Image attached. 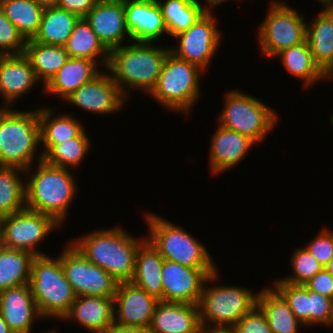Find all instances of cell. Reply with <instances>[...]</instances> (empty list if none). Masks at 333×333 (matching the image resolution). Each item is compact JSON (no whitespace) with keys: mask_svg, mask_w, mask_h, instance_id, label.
<instances>
[{"mask_svg":"<svg viewBox=\"0 0 333 333\" xmlns=\"http://www.w3.org/2000/svg\"><path fill=\"white\" fill-rule=\"evenodd\" d=\"M213 8H209L188 30L176 35L178 42L170 47L176 57L207 71L222 41ZM221 40V41H220Z\"/></svg>","mask_w":333,"mask_h":333,"instance_id":"4fadbf2b","label":"cell"},{"mask_svg":"<svg viewBox=\"0 0 333 333\" xmlns=\"http://www.w3.org/2000/svg\"><path fill=\"white\" fill-rule=\"evenodd\" d=\"M102 70L99 65L87 58L69 57L56 75L43 88L44 93L65 100L83 84L91 81Z\"/></svg>","mask_w":333,"mask_h":333,"instance_id":"d4e9b609","label":"cell"},{"mask_svg":"<svg viewBox=\"0 0 333 333\" xmlns=\"http://www.w3.org/2000/svg\"><path fill=\"white\" fill-rule=\"evenodd\" d=\"M61 320L76 321L90 333H102L114 322L113 297L76 296Z\"/></svg>","mask_w":333,"mask_h":333,"instance_id":"603a6c76","label":"cell"},{"mask_svg":"<svg viewBox=\"0 0 333 333\" xmlns=\"http://www.w3.org/2000/svg\"><path fill=\"white\" fill-rule=\"evenodd\" d=\"M324 268L333 276V257L329 260Z\"/></svg>","mask_w":333,"mask_h":333,"instance_id":"f5cc1de1","label":"cell"},{"mask_svg":"<svg viewBox=\"0 0 333 333\" xmlns=\"http://www.w3.org/2000/svg\"><path fill=\"white\" fill-rule=\"evenodd\" d=\"M27 40L0 8V51L5 55L23 54Z\"/></svg>","mask_w":333,"mask_h":333,"instance_id":"ab89813d","label":"cell"},{"mask_svg":"<svg viewBox=\"0 0 333 333\" xmlns=\"http://www.w3.org/2000/svg\"><path fill=\"white\" fill-rule=\"evenodd\" d=\"M310 328L333 326V299L309 290Z\"/></svg>","mask_w":333,"mask_h":333,"instance_id":"60d3db41","label":"cell"},{"mask_svg":"<svg viewBox=\"0 0 333 333\" xmlns=\"http://www.w3.org/2000/svg\"><path fill=\"white\" fill-rule=\"evenodd\" d=\"M60 227L51 216L28 208L0 218L3 247L29 251L34 256L47 255L38 250L39 244Z\"/></svg>","mask_w":333,"mask_h":333,"instance_id":"8fae6325","label":"cell"},{"mask_svg":"<svg viewBox=\"0 0 333 333\" xmlns=\"http://www.w3.org/2000/svg\"><path fill=\"white\" fill-rule=\"evenodd\" d=\"M219 274L217 269L206 278L203 284L197 304L202 329L233 327L256 305L257 292L253 293L250 288L234 286V284L217 285Z\"/></svg>","mask_w":333,"mask_h":333,"instance_id":"5b68a950","label":"cell"},{"mask_svg":"<svg viewBox=\"0 0 333 333\" xmlns=\"http://www.w3.org/2000/svg\"><path fill=\"white\" fill-rule=\"evenodd\" d=\"M146 238L163 259L191 268H217L211 254L198 238L156 213H145Z\"/></svg>","mask_w":333,"mask_h":333,"instance_id":"ba28073f","label":"cell"},{"mask_svg":"<svg viewBox=\"0 0 333 333\" xmlns=\"http://www.w3.org/2000/svg\"><path fill=\"white\" fill-rule=\"evenodd\" d=\"M49 107H38L40 138L43 156L55 145L76 137L83 129L82 122L70 114H55Z\"/></svg>","mask_w":333,"mask_h":333,"instance_id":"83f0119b","label":"cell"},{"mask_svg":"<svg viewBox=\"0 0 333 333\" xmlns=\"http://www.w3.org/2000/svg\"><path fill=\"white\" fill-rule=\"evenodd\" d=\"M169 52L170 46L159 47L157 42L131 41L110 50L106 69L126 98L129 91L135 90L148 95L157 83Z\"/></svg>","mask_w":333,"mask_h":333,"instance_id":"7a4b0ae2","label":"cell"},{"mask_svg":"<svg viewBox=\"0 0 333 333\" xmlns=\"http://www.w3.org/2000/svg\"><path fill=\"white\" fill-rule=\"evenodd\" d=\"M84 18L109 51L124 45L125 38L131 41L126 27L124 0H100Z\"/></svg>","mask_w":333,"mask_h":333,"instance_id":"e0dca14e","label":"cell"},{"mask_svg":"<svg viewBox=\"0 0 333 333\" xmlns=\"http://www.w3.org/2000/svg\"><path fill=\"white\" fill-rule=\"evenodd\" d=\"M163 257L146 238L138 247L135 272L132 283L145 290L149 295L163 301L161 271Z\"/></svg>","mask_w":333,"mask_h":333,"instance_id":"484cf974","label":"cell"},{"mask_svg":"<svg viewBox=\"0 0 333 333\" xmlns=\"http://www.w3.org/2000/svg\"><path fill=\"white\" fill-rule=\"evenodd\" d=\"M218 268H191L164 259L161 280L163 301L197 305L206 278Z\"/></svg>","mask_w":333,"mask_h":333,"instance_id":"9a60e30c","label":"cell"},{"mask_svg":"<svg viewBox=\"0 0 333 333\" xmlns=\"http://www.w3.org/2000/svg\"><path fill=\"white\" fill-rule=\"evenodd\" d=\"M330 120V123L332 124V126H333V113H332V115H331V117L329 118Z\"/></svg>","mask_w":333,"mask_h":333,"instance_id":"6f0895ef","label":"cell"},{"mask_svg":"<svg viewBox=\"0 0 333 333\" xmlns=\"http://www.w3.org/2000/svg\"><path fill=\"white\" fill-rule=\"evenodd\" d=\"M0 333H13L9 329L6 321L2 318L1 314H0Z\"/></svg>","mask_w":333,"mask_h":333,"instance_id":"f907efd6","label":"cell"},{"mask_svg":"<svg viewBox=\"0 0 333 333\" xmlns=\"http://www.w3.org/2000/svg\"><path fill=\"white\" fill-rule=\"evenodd\" d=\"M256 143L247 136L218 124L211 137L209 166L211 173L219 175L237 166Z\"/></svg>","mask_w":333,"mask_h":333,"instance_id":"44dd1931","label":"cell"},{"mask_svg":"<svg viewBox=\"0 0 333 333\" xmlns=\"http://www.w3.org/2000/svg\"><path fill=\"white\" fill-rule=\"evenodd\" d=\"M99 0H59L58 7L85 17Z\"/></svg>","mask_w":333,"mask_h":333,"instance_id":"f6af8a7d","label":"cell"},{"mask_svg":"<svg viewBox=\"0 0 333 333\" xmlns=\"http://www.w3.org/2000/svg\"><path fill=\"white\" fill-rule=\"evenodd\" d=\"M308 290L333 299V276L323 268L312 279L304 284Z\"/></svg>","mask_w":333,"mask_h":333,"instance_id":"ee69618b","label":"cell"},{"mask_svg":"<svg viewBox=\"0 0 333 333\" xmlns=\"http://www.w3.org/2000/svg\"><path fill=\"white\" fill-rule=\"evenodd\" d=\"M127 98L106 69L91 81L80 86L64 102L89 113L113 114L124 108Z\"/></svg>","mask_w":333,"mask_h":333,"instance_id":"5bb4252c","label":"cell"},{"mask_svg":"<svg viewBox=\"0 0 333 333\" xmlns=\"http://www.w3.org/2000/svg\"><path fill=\"white\" fill-rule=\"evenodd\" d=\"M0 8L26 40L37 34L44 8L33 0H0Z\"/></svg>","mask_w":333,"mask_h":333,"instance_id":"d590c367","label":"cell"},{"mask_svg":"<svg viewBox=\"0 0 333 333\" xmlns=\"http://www.w3.org/2000/svg\"><path fill=\"white\" fill-rule=\"evenodd\" d=\"M321 5V8H330L333 7V0H317Z\"/></svg>","mask_w":333,"mask_h":333,"instance_id":"816d5d0a","label":"cell"},{"mask_svg":"<svg viewBox=\"0 0 333 333\" xmlns=\"http://www.w3.org/2000/svg\"><path fill=\"white\" fill-rule=\"evenodd\" d=\"M273 287L288 302L295 317L304 325L310 327L309 290L303 284H291L276 279Z\"/></svg>","mask_w":333,"mask_h":333,"instance_id":"74e56055","label":"cell"},{"mask_svg":"<svg viewBox=\"0 0 333 333\" xmlns=\"http://www.w3.org/2000/svg\"><path fill=\"white\" fill-rule=\"evenodd\" d=\"M28 284L43 319L60 321L76 298L72 285L66 279L59 256H35L31 263Z\"/></svg>","mask_w":333,"mask_h":333,"instance_id":"52a82bcc","label":"cell"},{"mask_svg":"<svg viewBox=\"0 0 333 333\" xmlns=\"http://www.w3.org/2000/svg\"><path fill=\"white\" fill-rule=\"evenodd\" d=\"M69 57L87 58L106 69L110 51L98 39L84 17L75 23L71 36L64 45Z\"/></svg>","mask_w":333,"mask_h":333,"instance_id":"f1b7e54d","label":"cell"},{"mask_svg":"<svg viewBox=\"0 0 333 333\" xmlns=\"http://www.w3.org/2000/svg\"><path fill=\"white\" fill-rule=\"evenodd\" d=\"M266 13L257 30L262 55L275 59L281 51L306 40L307 22L297 9L285 1L270 0Z\"/></svg>","mask_w":333,"mask_h":333,"instance_id":"30bf717a","label":"cell"},{"mask_svg":"<svg viewBox=\"0 0 333 333\" xmlns=\"http://www.w3.org/2000/svg\"><path fill=\"white\" fill-rule=\"evenodd\" d=\"M156 1L161 8L168 35L173 38L188 30L209 9L199 0Z\"/></svg>","mask_w":333,"mask_h":333,"instance_id":"d6a6232c","label":"cell"},{"mask_svg":"<svg viewBox=\"0 0 333 333\" xmlns=\"http://www.w3.org/2000/svg\"><path fill=\"white\" fill-rule=\"evenodd\" d=\"M79 18L58 6L44 8L39 30L33 40L47 45L64 46Z\"/></svg>","mask_w":333,"mask_h":333,"instance_id":"1f68e13d","label":"cell"},{"mask_svg":"<svg viewBox=\"0 0 333 333\" xmlns=\"http://www.w3.org/2000/svg\"><path fill=\"white\" fill-rule=\"evenodd\" d=\"M32 167L25 170L26 208L51 216L63 226L78 193L74 172L44 160L37 163L35 170Z\"/></svg>","mask_w":333,"mask_h":333,"instance_id":"3957f363","label":"cell"},{"mask_svg":"<svg viewBox=\"0 0 333 333\" xmlns=\"http://www.w3.org/2000/svg\"><path fill=\"white\" fill-rule=\"evenodd\" d=\"M333 229V228H331ZM323 227L305 248L325 267L333 257V230Z\"/></svg>","mask_w":333,"mask_h":333,"instance_id":"b9f144b4","label":"cell"},{"mask_svg":"<svg viewBox=\"0 0 333 333\" xmlns=\"http://www.w3.org/2000/svg\"><path fill=\"white\" fill-rule=\"evenodd\" d=\"M37 84L41 83L24 53L5 55L0 61V97L3 98L1 108H13L14 102L29 93Z\"/></svg>","mask_w":333,"mask_h":333,"instance_id":"d6986e66","label":"cell"},{"mask_svg":"<svg viewBox=\"0 0 333 333\" xmlns=\"http://www.w3.org/2000/svg\"><path fill=\"white\" fill-rule=\"evenodd\" d=\"M40 144L38 107L27 111L0 107V166L30 168L34 160H43L42 152L36 155Z\"/></svg>","mask_w":333,"mask_h":333,"instance_id":"277c9868","label":"cell"},{"mask_svg":"<svg viewBox=\"0 0 333 333\" xmlns=\"http://www.w3.org/2000/svg\"><path fill=\"white\" fill-rule=\"evenodd\" d=\"M43 8L54 7L58 5L59 0H33Z\"/></svg>","mask_w":333,"mask_h":333,"instance_id":"c3c4849f","label":"cell"},{"mask_svg":"<svg viewBox=\"0 0 333 333\" xmlns=\"http://www.w3.org/2000/svg\"><path fill=\"white\" fill-rule=\"evenodd\" d=\"M280 57L282 65L294 77L302 79L303 88H310L319 81L330 79L314 62L311 50L307 41L291 46L280 53L275 58Z\"/></svg>","mask_w":333,"mask_h":333,"instance_id":"4dcf8cb0","label":"cell"},{"mask_svg":"<svg viewBox=\"0 0 333 333\" xmlns=\"http://www.w3.org/2000/svg\"><path fill=\"white\" fill-rule=\"evenodd\" d=\"M59 254L76 296L114 297L118 286L107 271L91 263L71 242Z\"/></svg>","mask_w":333,"mask_h":333,"instance_id":"7c38bea8","label":"cell"},{"mask_svg":"<svg viewBox=\"0 0 333 333\" xmlns=\"http://www.w3.org/2000/svg\"><path fill=\"white\" fill-rule=\"evenodd\" d=\"M114 302V322L124 326L149 327L159 302L131 281L119 282Z\"/></svg>","mask_w":333,"mask_h":333,"instance_id":"2e32d148","label":"cell"},{"mask_svg":"<svg viewBox=\"0 0 333 333\" xmlns=\"http://www.w3.org/2000/svg\"><path fill=\"white\" fill-rule=\"evenodd\" d=\"M4 56L5 54L0 51V61L3 59Z\"/></svg>","mask_w":333,"mask_h":333,"instance_id":"9f6ffc18","label":"cell"},{"mask_svg":"<svg viewBox=\"0 0 333 333\" xmlns=\"http://www.w3.org/2000/svg\"><path fill=\"white\" fill-rule=\"evenodd\" d=\"M2 248H3V239H2V232L0 229V251L2 250Z\"/></svg>","mask_w":333,"mask_h":333,"instance_id":"db71d44e","label":"cell"},{"mask_svg":"<svg viewBox=\"0 0 333 333\" xmlns=\"http://www.w3.org/2000/svg\"><path fill=\"white\" fill-rule=\"evenodd\" d=\"M102 333H152L149 327L124 326L113 322Z\"/></svg>","mask_w":333,"mask_h":333,"instance_id":"bcb514c9","label":"cell"},{"mask_svg":"<svg viewBox=\"0 0 333 333\" xmlns=\"http://www.w3.org/2000/svg\"><path fill=\"white\" fill-rule=\"evenodd\" d=\"M56 329H50L49 331H44V333H59L57 332V330L55 331Z\"/></svg>","mask_w":333,"mask_h":333,"instance_id":"11a10c76","label":"cell"},{"mask_svg":"<svg viewBox=\"0 0 333 333\" xmlns=\"http://www.w3.org/2000/svg\"><path fill=\"white\" fill-rule=\"evenodd\" d=\"M205 71L169 52L157 83L149 95L163 108L187 116L201 96V76Z\"/></svg>","mask_w":333,"mask_h":333,"instance_id":"8992f818","label":"cell"},{"mask_svg":"<svg viewBox=\"0 0 333 333\" xmlns=\"http://www.w3.org/2000/svg\"><path fill=\"white\" fill-rule=\"evenodd\" d=\"M233 328L237 333H273L261 309L255 305Z\"/></svg>","mask_w":333,"mask_h":333,"instance_id":"7bdbcfd3","label":"cell"},{"mask_svg":"<svg viewBox=\"0 0 333 333\" xmlns=\"http://www.w3.org/2000/svg\"><path fill=\"white\" fill-rule=\"evenodd\" d=\"M149 328L152 333H202L198 305L161 300Z\"/></svg>","mask_w":333,"mask_h":333,"instance_id":"7402d4cb","label":"cell"},{"mask_svg":"<svg viewBox=\"0 0 333 333\" xmlns=\"http://www.w3.org/2000/svg\"><path fill=\"white\" fill-rule=\"evenodd\" d=\"M24 176L21 168L0 166V218L26 208Z\"/></svg>","mask_w":333,"mask_h":333,"instance_id":"e575fe53","label":"cell"},{"mask_svg":"<svg viewBox=\"0 0 333 333\" xmlns=\"http://www.w3.org/2000/svg\"><path fill=\"white\" fill-rule=\"evenodd\" d=\"M226 1L228 0H205L206 2V5L209 7V8H217L219 5H222V3H225Z\"/></svg>","mask_w":333,"mask_h":333,"instance_id":"681fc988","label":"cell"},{"mask_svg":"<svg viewBox=\"0 0 333 333\" xmlns=\"http://www.w3.org/2000/svg\"><path fill=\"white\" fill-rule=\"evenodd\" d=\"M256 305L264 313L273 333H300V326L304 327L272 285L258 291Z\"/></svg>","mask_w":333,"mask_h":333,"instance_id":"4316f807","label":"cell"},{"mask_svg":"<svg viewBox=\"0 0 333 333\" xmlns=\"http://www.w3.org/2000/svg\"><path fill=\"white\" fill-rule=\"evenodd\" d=\"M290 260L293 274L282 279L280 278V280L291 284L304 285L324 268L319 261L302 246L293 251Z\"/></svg>","mask_w":333,"mask_h":333,"instance_id":"f35d334b","label":"cell"},{"mask_svg":"<svg viewBox=\"0 0 333 333\" xmlns=\"http://www.w3.org/2000/svg\"><path fill=\"white\" fill-rule=\"evenodd\" d=\"M24 54L29 58L42 88L49 83L69 58L64 46L42 44L33 39L27 40Z\"/></svg>","mask_w":333,"mask_h":333,"instance_id":"f546056e","label":"cell"},{"mask_svg":"<svg viewBox=\"0 0 333 333\" xmlns=\"http://www.w3.org/2000/svg\"><path fill=\"white\" fill-rule=\"evenodd\" d=\"M242 92L227 91L218 124L258 144L276 127L279 114L259 98Z\"/></svg>","mask_w":333,"mask_h":333,"instance_id":"9c48e42d","label":"cell"},{"mask_svg":"<svg viewBox=\"0 0 333 333\" xmlns=\"http://www.w3.org/2000/svg\"><path fill=\"white\" fill-rule=\"evenodd\" d=\"M126 27L131 41L155 43L168 30L156 0H124Z\"/></svg>","mask_w":333,"mask_h":333,"instance_id":"ac0fdd59","label":"cell"},{"mask_svg":"<svg viewBox=\"0 0 333 333\" xmlns=\"http://www.w3.org/2000/svg\"><path fill=\"white\" fill-rule=\"evenodd\" d=\"M0 314L13 333H32L34 322L44 320L29 284L0 291Z\"/></svg>","mask_w":333,"mask_h":333,"instance_id":"ffe728a7","label":"cell"},{"mask_svg":"<svg viewBox=\"0 0 333 333\" xmlns=\"http://www.w3.org/2000/svg\"><path fill=\"white\" fill-rule=\"evenodd\" d=\"M202 333H237L233 327H213L202 329Z\"/></svg>","mask_w":333,"mask_h":333,"instance_id":"7dc6e473","label":"cell"},{"mask_svg":"<svg viewBox=\"0 0 333 333\" xmlns=\"http://www.w3.org/2000/svg\"><path fill=\"white\" fill-rule=\"evenodd\" d=\"M145 239V235L137 238L118 225L83 234L70 242L115 280L129 282L134 276L138 247Z\"/></svg>","mask_w":333,"mask_h":333,"instance_id":"6da1fadb","label":"cell"},{"mask_svg":"<svg viewBox=\"0 0 333 333\" xmlns=\"http://www.w3.org/2000/svg\"><path fill=\"white\" fill-rule=\"evenodd\" d=\"M84 128L76 137L55 144L43 160L52 166L74 169L78 167L91 148L90 137Z\"/></svg>","mask_w":333,"mask_h":333,"instance_id":"8d00e7d4","label":"cell"},{"mask_svg":"<svg viewBox=\"0 0 333 333\" xmlns=\"http://www.w3.org/2000/svg\"><path fill=\"white\" fill-rule=\"evenodd\" d=\"M34 257L29 251L3 247L0 251V291L28 284Z\"/></svg>","mask_w":333,"mask_h":333,"instance_id":"836d02e7","label":"cell"},{"mask_svg":"<svg viewBox=\"0 0 333 333\" xmlns=\"http://www.w3.org/2000/svg\"><path fill=\"white\" fill-rule=\"evenodd\" d=\"M306 41L314 62L333 78V12L322 8L313 20L307 22Z\"/></svg>","mask_w":333,"mask_h":333,"instance_id":"cb8c5ba5","label":"cell"}]
</instances>
